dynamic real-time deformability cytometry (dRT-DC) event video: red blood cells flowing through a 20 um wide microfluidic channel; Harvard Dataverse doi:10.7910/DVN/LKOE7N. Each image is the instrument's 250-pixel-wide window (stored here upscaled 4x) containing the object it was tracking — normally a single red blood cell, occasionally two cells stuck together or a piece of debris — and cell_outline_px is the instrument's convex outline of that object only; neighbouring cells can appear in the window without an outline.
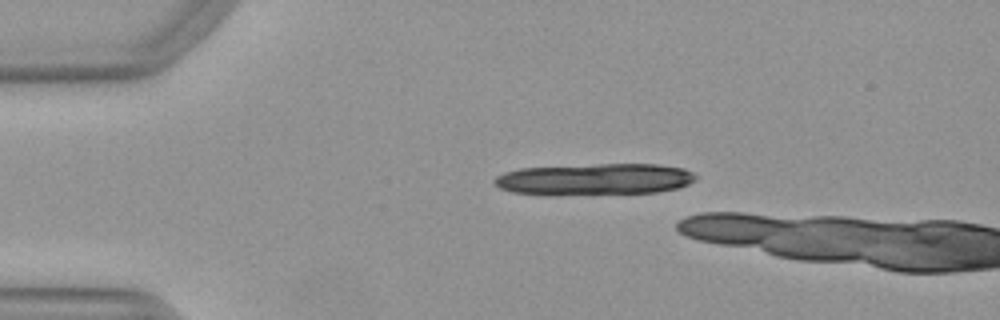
{"species": "Egyptian fruit bat (a non-hibernating species)", "species_latin": "Rousettus aegyptiacus", "temperature_condition": "warm", "stored_images_in_passage": 11, "camera_frame_rate_fps": 3000, "um_per_image_px": 0.085, "animal": {"sex": "female"}, "frame": {"image": 1, "passage_image": 8, "time_ms": 2.333, "image_size_px": [1000, 320], "cell_outline_px": [[696, 180], [680, 188], [656, 192], [592, 196], [544, 196], [512, 192], [500, 188], [492, 184], [492, 180], [496, 176], [504, 172], [520, 168], [600, 164], [656, 164], [684, 168], [692, 172], [696, 176]], "centroid_in_image_um": [50.49, 15.28], "position_along_channel_um": 34.5, "area_um2": 38.38}}